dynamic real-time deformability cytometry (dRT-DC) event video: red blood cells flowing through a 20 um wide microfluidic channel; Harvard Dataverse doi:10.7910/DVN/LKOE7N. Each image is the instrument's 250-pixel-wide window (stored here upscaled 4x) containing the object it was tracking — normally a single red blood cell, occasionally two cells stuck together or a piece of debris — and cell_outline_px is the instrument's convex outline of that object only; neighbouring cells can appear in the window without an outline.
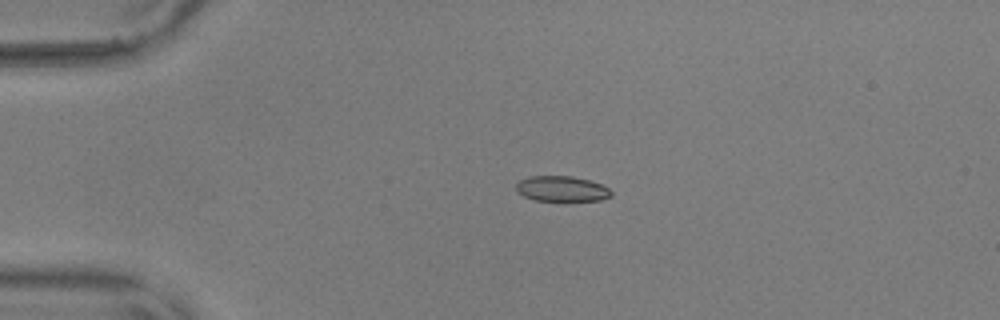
{"species": "common noctule bat (a hibernating species)", "species_latin": "Nyctalus noctula", "temperature_condition": "warm", "stored_images_in_passage": 44, "camera_frame_rate_fps": 3000, "um_per_image_px": 0.085, "animal": {"sex": "male", "body_mass_g": 17.9, "forearm_length_mm": 54.2}, "frame": {"image": 1, "passage_image": 1, "time_ms": 0.0, "image_size_px": [1000, 320], "cell_outline_px": [[612, 196], [600, 200], [536, 200], [524, 196], [516, 192], [516, 184], [520, 180], [532, 176], [572, 176], [588, 180], [600, 184], [608, 188], [612, 192]], "centroid_in_image_um": [47.74, 16.04], "position_along_channel_um": 37.3, "area_um2": 13.87}}
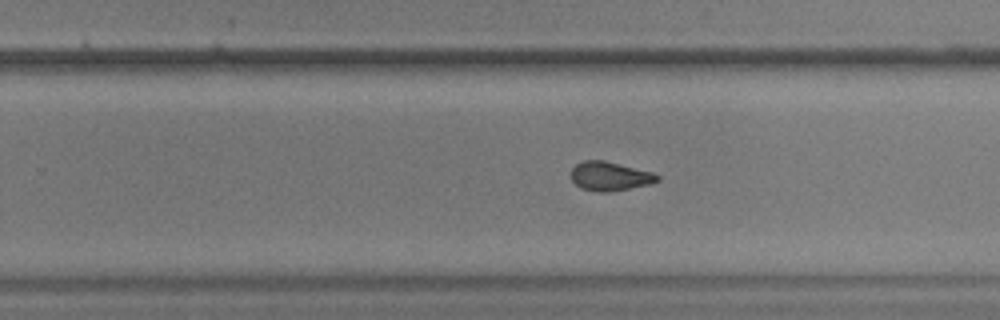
{"frame": {"image": 2, "passage_image": 24, "time_ms": 7.667, "image_size_px": [1000, 320], "cell_outline_px": [[660, 180], [652, 184], [612, 192], [600, 192], [580, 188], [568, 176], [572, 168], [576, 164], [584, 160], [604, 160], [652, 172], [660, 176]], "centroid_in_image_um": [51.83, 14.99], "position_along_channel_um": 278.0, "area_um2": 14.85}}
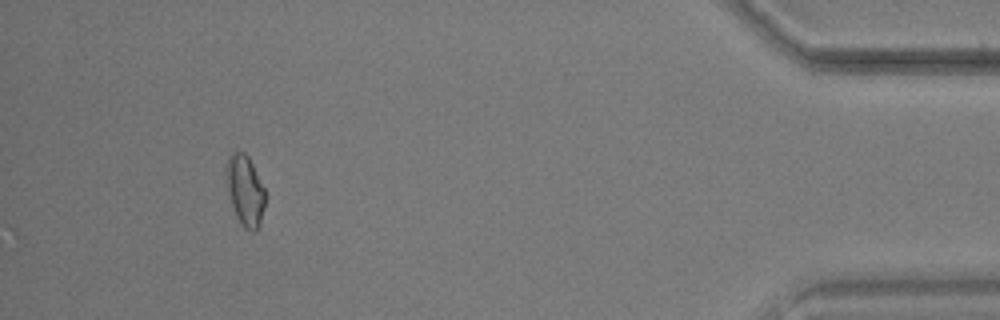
{"frame": {"image": 3, "passage_image": 40, "time_ms": 13.0, "image_size_px": [1000, 320], "cell_outline_px": [[264, 204], [260, 224], [256, 232], [252, 232], [244, 228], [240, 224], [236, 216], [228, 192], [224, 172], [224, 168], [228, 156], [232, 152], [244, 152], [248, 156], [264, 188]], "centroid_in_image_um": [20.8, 16.18], "position_along_channel_um": 414.4, "area_um2": 16.07}, "authors_computed_cell_mechanics": {"area_um2": 14.9124, "velocity_mm_per_s": 3.6474, "shape_relaxation_time_tau1_ms": 6.5642, "shape_relaxation_time_tau2_ms": 1.5907, "deformation_change_tau1": 0.1484, "deformation_change_tau2": 0.0612}}